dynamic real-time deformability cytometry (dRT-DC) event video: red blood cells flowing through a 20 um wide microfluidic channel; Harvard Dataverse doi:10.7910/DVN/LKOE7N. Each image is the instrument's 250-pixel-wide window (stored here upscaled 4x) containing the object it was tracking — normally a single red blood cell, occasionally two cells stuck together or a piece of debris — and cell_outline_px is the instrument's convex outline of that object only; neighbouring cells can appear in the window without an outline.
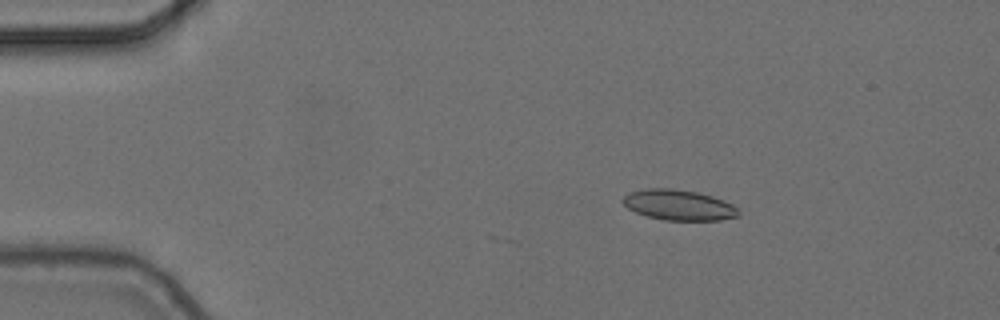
{"species": "common noctule bat (a hibernating species)", "species_latin": "Nyctalus noctula", "temperature_condition": "cold", "stored_images_in_passage": 5, "camera_frame_rate_fps": 3000, "um_per_image_px": 0.085, "animal": {"sex": "female", "body_mass_g": 24.6, "forearm_length_mm": 56.2}, "frame": {"image": 1, "passage_image": 3, "time_ms": 0.667, "image_size_px": [1000, 320], "cell_outline_px": [[740, 212], [736, 216], [720, 220], [664, 220], [648, 216], [636, 212], [628, 208], [620, 200], [624, 196], [632, 192], [644, 188], [672, 188], [696, 192], [712, 196], [724, 200], [732, 204]], "centroid_in_image_um": [57.67, 17.42], "position_along_channel_um": 27.3, "area_um2": 20.4}}
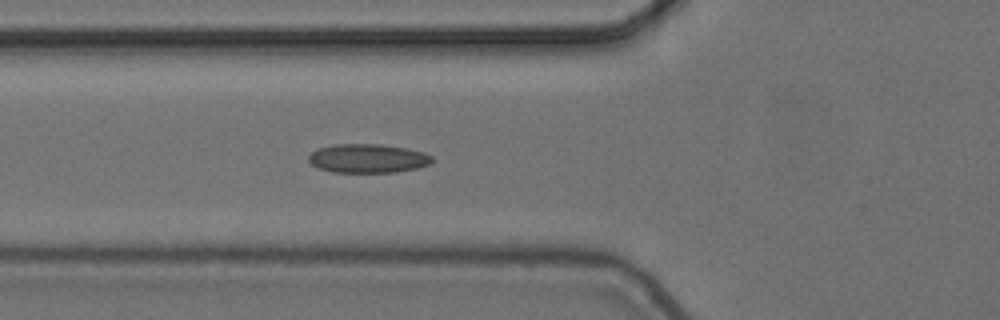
{"frame": {"image": 2, "passage_image": 5, "time_ms": 1.333, "image_size_px": [1000, 320], "cell_outline_px": [[432, 160], [428, 164], [416, 168], [396, 172], [332, 172], [320, 168], [312, 164], [308, 160], [308, 156], [312, 152], [320, 148], [336, 144], [380, 144], [404, 148], [424, 152], [432, 156]], "centroid_in_image_um": [31.25, 13.46], "position_along_channel_um": 94.5, "area_um2": 20.52}}